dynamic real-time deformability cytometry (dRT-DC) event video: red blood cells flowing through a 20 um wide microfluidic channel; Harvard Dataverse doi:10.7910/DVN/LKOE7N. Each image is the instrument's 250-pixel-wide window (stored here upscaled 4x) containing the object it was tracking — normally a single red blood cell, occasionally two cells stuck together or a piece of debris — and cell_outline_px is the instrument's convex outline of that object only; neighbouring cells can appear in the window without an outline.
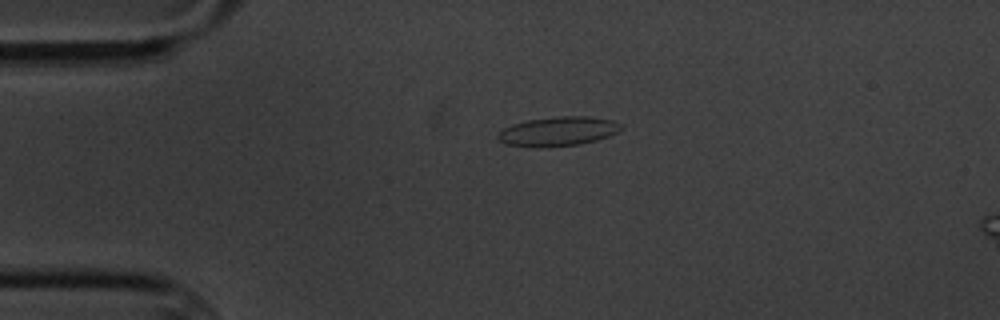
{"species": "common noctule bat (a hibernating species)", "species_latin": "Nyctalus noctula", "temperature_condition": "cold", "stored_images_in_passage": 6, "segment_of_instrument_passage": [1, 2], "camera_frame_rate_fps": 3000, "um_per_image_px": 0.085, "animal": {"sex": "male", "body_mass_g": 20.1, "forearm_length_mm": 53.5}, "frame": {"image": 1, "passage_image": 4, "time_ms": 3.667, "image_size_px": [1000, 320], "cell_outline_px": [[624, 128], [608, 136], [596, 140], [580, 144], [540, 148], [532, 148], [504, 144], [496, 136], [504, 128], [512, 124], [528, 120], [556, 116], [592, 116], [612, 120], [624, 124]], "centroid_in_image_um": [47.45, 11.17], "position_along_channel_um": 37.6, "area_um2": 21.33}}